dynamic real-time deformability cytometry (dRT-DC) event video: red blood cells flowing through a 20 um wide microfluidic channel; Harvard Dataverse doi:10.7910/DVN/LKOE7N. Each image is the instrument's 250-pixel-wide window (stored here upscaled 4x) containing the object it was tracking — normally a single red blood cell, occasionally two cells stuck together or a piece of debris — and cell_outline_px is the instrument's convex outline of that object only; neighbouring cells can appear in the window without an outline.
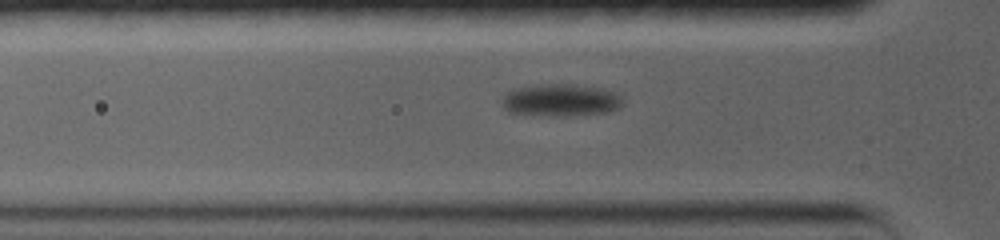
{"species": "common noctule bat (a hibernating species)", "species_latin": "Nyctalus noctula", "temperature_condition": "warm", "stored_images_in_passage": 5, "camera_frame_rate_fps": 5000, "um_per_image_px": 0.085, "animal": {"sex": "female", "body_mass_g": 19.0, "forearm_length_mm": 56.7}, "frame": {"image": 1, "passage_image": 2, "time_ms": 0.6, "image_size_px": [1000, 240], "cell_outline_px": [[620, 104], [604, 112], [516, 112], [508, 108], [508, 96], [516, 92], [532, 88], [556, 84], [588, 88], [616, 96]], "centroid_in_image_um": [47.72, 8.49], "position_along_channel_um": 78.1, "area_um2": 17.92}}
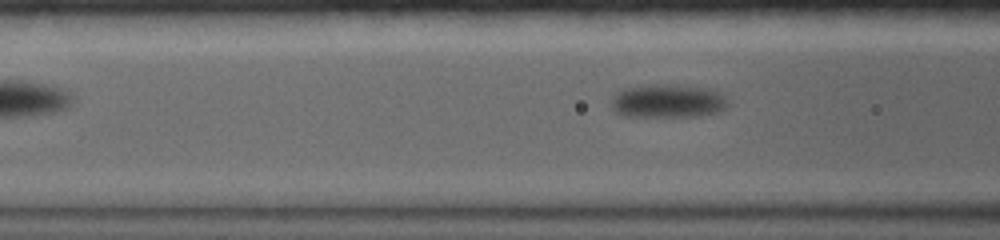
{"frame": {"image": 2, "passage_image": 4, "time_ms": 1.6, "image_size_px": [1000, 240], "cell_outline_px": [[716, 108], [700, 112], [620, 112], [620, 96], [624, 92], [640, 88], [648, 88], [700, 92], [716, 100]], "centroid_in_image_um": [56.53, 8.6], "position_along_channel_um": 110.1, "area_um2": 14.33}}